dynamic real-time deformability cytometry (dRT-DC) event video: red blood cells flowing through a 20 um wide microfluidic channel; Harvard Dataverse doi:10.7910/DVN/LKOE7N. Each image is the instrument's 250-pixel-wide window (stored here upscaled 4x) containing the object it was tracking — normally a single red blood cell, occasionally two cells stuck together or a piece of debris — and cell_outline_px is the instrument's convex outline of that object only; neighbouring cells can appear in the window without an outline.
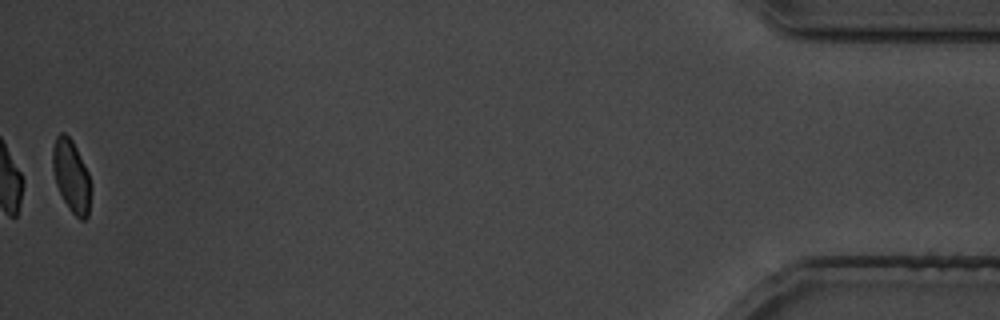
{"species": "common noctule bat (a hibernating species)", "species_latin": "Nyctalus noctula", "temperature_condition": "cold", "stored_images_in_passage": 37, "segment_of_instrument_passage": [2, 2], "camera_frame_rate_fps": 3000, "um_per_image_px": 0.085, "animal": {"sex": "male", "body_mass_g": 19.5, "forearm_length_mm": 54.6}, "frame": {"image": 1, "passage_image": 37, "time_ms": 43.667, "image_size_px": [1000, 320], "cell_outline_px": [[92, 188], [88, 216], [84, 220], [80, 220], [68, 208], [56, 184], [52, 168], [52, 148], [56, 136], [60, 132], [64, 132], [72, 140], [88, 172]], "centroid_in_image_um": [6.07, 14.97], "position_along_channel_um": 429.1, "area_um2": 16.24}}